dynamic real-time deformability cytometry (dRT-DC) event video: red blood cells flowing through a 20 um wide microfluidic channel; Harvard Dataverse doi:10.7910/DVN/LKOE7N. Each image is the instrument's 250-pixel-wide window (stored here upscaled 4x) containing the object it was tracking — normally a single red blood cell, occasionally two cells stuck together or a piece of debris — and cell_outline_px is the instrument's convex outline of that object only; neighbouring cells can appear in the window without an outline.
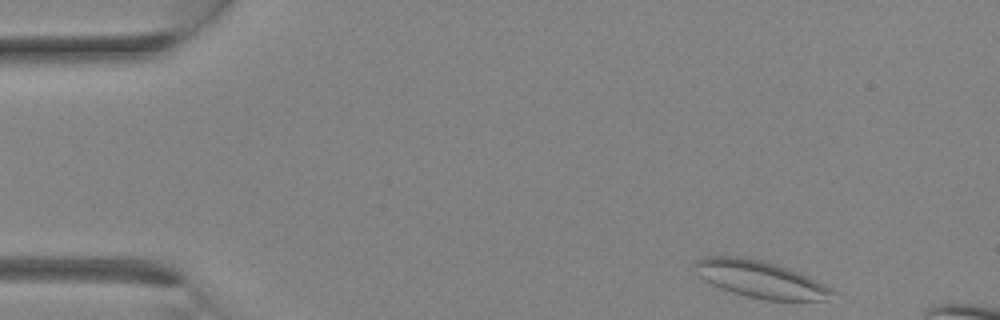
{"species": "Egyptian fruit bat (a non-hibernating species)", "species_latin": "Rousettus aegyptiacus", "temperature_condition": "room temperature", "stored_images_in_passage": 3, "camera_frame_rate_fps": 3000, "um_per_image_px": 0.085, "animal": {"sex": "female"}, "frame": {"image": 1, "passage_image": 1, "time_ms": 0.0, "image_size_px": [1000, 320], "cell_outline_px": [[840, 292], [824, 300], [764, 300], [732, 292], [720, 288], [704, 280], [700, 276], [692, 264], [696, 260], [704, 256], [740, 256], [764, 260], [800, 272]], "centroid_in_image_um": [64.64, 23.72], "position_along_channel_um": 20.4, "area_um2": 29.82}}